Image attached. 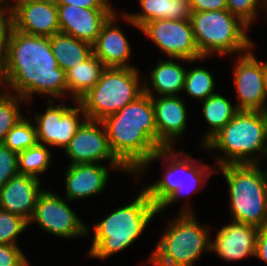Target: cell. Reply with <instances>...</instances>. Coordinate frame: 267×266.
Returning <instances> with one entry per match:
<instances>
[{"instance_id":"1","label":"cell","mask_w":267,"mask_h":266,"mask_svg":"<svg viewBox=\"0 0 267 266\" xmlns=\"http://www.w3.org/2000/svg\"><path fill=\"white\" fill-rule=\"evenodd\" d=\"M0 79L3 90L14 92L28 104L34 94L49 96V100H65L67 96L66 72L52 53L50 37L26 34L13 26L0 65Z\"/></svg>"},{"instance_id":"2","label":"cell","mask_w":267,"mask_h":266,"mask_svg":"<svg viewBox=\"0 0 267 266\" xmlns=\"http://www.w3.org/2000/svg\"><path fill=\"white\" fill-rule=\"evenodd\" d=\"M102 122L112 152L132 175L161 149L150 95L143 93Z\"/></svg>"},{"instance_id":"3","label":"cell","mask_w":267,"mask_h":266,"mask_svg":"<svg viewBox=\"0 0 267 266\" xmlns=\"http://www.w3.org/2000/svg\"><path fill=\"white\" fill-rule=\"evenodd\" d=\"M178 151L173 148H161L133 175L138 180L137 176H141L153 161H170L167 166L163 165L165 171L158 180L142 188L157 208V214L163 215L165 208L179 201L181 197L199 192L211 174L218 172L206 163L200 164L201 160L192 159L193 157L183 149Z\"/></svg>"},{"instance_id":"4","label":"cell","mask_w":267,"mask_h":266,"mask_svg":"<svg viewBox=\"0 0 267 266\" xmlns=\"http://www.w3.org/2000/svg\"><path fill=\"white\" fill-rule=\"evenodd\" d=\"M133 201L121 206L93 225L88 257L104 260L126 250L139 238L157 214L147 193L140 189Z\"/></svg>"},{"instance_id":"5","label":"cell","mask_w":267,"mask_h":266,"mask_svg":"<svg viewBox=\"0 0 267 266\" xmlns=\"http://www.w3.org/2000/svg\"><path fill=\"white\" fill-rule=\"evenodd\" d=\"M189 204H181L179 214L169 221L143 265L194 266L202 253H211L210 227L198 221Z\"/></svg>"},{"instance_id":"6","label":"cell","mask_w":267,"mask_h":266,"mask_svg":"<svg viewBox=\"0 0 267 266\" xmlns=\"http://www.w3.org/2000/svg\"><path fill=\"white\" fill-rule=\"evenodd\" d=\"M202 148L224 153L216 159L218 167L259 164L267 151V112L239 110Z\"/></svg>"},{"instance_id":"7","label":"cell","mask_w":267,"mask_h":266,"mask_svg":"<svg viewBox=\"0 0 267 266\" xmlns=\"http://www.w3.org/2000/svg\"><path fill=\"white\" fill-rule=\"evenodd\" d=\"M259 164L218 167L228 183L231 221L267 227V178Z\"/></svg>"},{"instance_id":"8","label":"cell","mask_w":267,"mask_h":266,"mask_svg":"<svg viewBox=\"0 0 267 266\" xmlns=\"http://www.w3.org/2000/svg\"><path fill=\"white\" fill-rule=\"evenodd\" d=\"M190 23L202 57L238 56L255 46L247 34L250 28L227 9L193 12Z\"/></svg>"},{"instance_id":"9","label":"cell","mask_w":267,"mask_h":266,"mask_svg":"<svg viewBox=\"0 0 267 266\" xmlns=\"http://www.w3.org/2000/svg\"><path fill=\"white\" fill-rule=\"evenodd\" d=\"M139 73L136 67H106L96 85L78 100L86 118L102 121L141 96L144 77Z\"/></svg>"},{"instance_id":"10","label":"cell","mask_w":267,"mask_h":266,"mask_svg":"<svg viewBox=\"0 0 267 266\" xmlns=\"http://www.w3.org/2000/svg\"><path fill=\"white\" fill-rule=\"evenodd\" d=\"M58 193L44 189L39 195L28 225L34 222L45 233L64 239L88 237L89 227Z\"/></svg>"},{"instance_id":"11","label":"cell","mask_w":267,"mask_h":266,"mask_svg":"<svg viewBox=\"0 0 267 266\" xmlns=\"http://www.w3.org/2000/svg\"><path fill=\"white\" fill-rule=\"evenodd\" d=\"M60 101L61 104L54 105L53 99H48L49 105L44 114L35 112L33 119L39 144L65 149L87 118L78 101L74 107L67 106L63 100Z\"/></svg>"},{"instance_id":"12","label":"cell","mask_w":267,"mask_h":266,"mask_svg":"<svg viewBox=\"0 0 267 266\" xmlns=\"http://www.w3.org/2000/svg\"><path fill=\"white\" fill-rule=\"evenodd\" d=\"M69 165L80 163H100L108 161L114 170L132 173L117 159L112 152L107 132L102 121L86 119L64 149Z\"/></svg>"},{"instance_id":"13","label":"cell","mask_w":267,"mask_h":266,"mask_svg":"<svg viewBox=\"0 0 267 266\" xmlns=\"http://www.w3.org/2000/svg\"><path fill=\"white\" fill-rule=\"evenodd\" d=\"M140 31L168 58L189 61L202 58L188 20L157 19L145 23Z\"/></svg>"},{"instance_id":"14","label":"cell","mask_w":267,"mask_h":266,"mask_svg":"<svg viewBox=\"0 0 267 266\" xmlns=\"http://www.w3.org/2000/svg\"><path fill=\"white\" fill-rule=\"evenodd\" d=\"M238 110L267 112L264 85V62L253 54V47L238 55L232 70Z\"/></svg>"},{"instance_id":"15","label":"cell","mask_w":267,"mask_h":266,"mask_svg":"<svg viewBox=\"0 0 267 266\" xmlns=\"http://www.w3.org/2000/svg\"><path fill=\"white\" fill-rule=\"evenodd\" d=\"M12 26L23 33L50 37L60 32L55 0L26 4L10 3Z\"/></svg>"},{"instance_id":"16","label":"cell","mask_w":267,"mask_h":266,"mask_svg":"<svg viewBox=\"0 0 267 266\" xmlns=\"http://www.w3.org/2000/svg\"><path fill=\"white\" fill-rule=\"evenodd\" d=\"M260 228L231 221L221 226L214 239H211V252L225 261H239L255 256L257 235Z\"/></svg>"},{"instance_id":"17","label":"cell","mask_w":267,"mask_h":266,"mask_svg":"<svg viewBox=\"0 0 267 266\" xmlns=\"http://www.w3.org/2000/svg\"><path fill=\"white\" fill-rule=\"evenodd\" d=\"M179 96H151L155 110L158 145L161 148H174L177 139L186 131L188 110L184 99Z\"/></svg>"},{"instance_id":"18","label":"cell","mask_w":267,"mask_h":266,"mask_svg":"<svg viewBox=\"0 0 267 266\" xmlns=\"http://www.w3.org/2000/svg\"><path fill=\"white\" fill-rule=\"evenodd\" d=\"M60 32L94 44L103 24L114 9H87L75 5L57 4Z\"/></svg>"},{"instance_id":"19","label":"cell","mask_w":267,"mask_h":266,"mask_svg":"<svg viewBox=\"0 0 267 266\" xmlns=\"http://www.w3.org/2000/svg\"><path fill=\"white\" fill-rule=\"evenodd\" d=\"M43 190L41 179L17 174L0 188V209L29 221Z\"/></svg>"},{"instance_id":"20","label":"cell","mask_w":267,"mask_h":266,"mask_svg":"<svg viewBox=\"0 0 267 266\" xmlns=\"http://www.w3.org/2000/svg\"><path fill=\"white\" fill-rule=\"evenodd\" d=\"M67 167L64 187L68 202L99 195L110 178V170L99 163H80Z\"/></svg>"},{"instance_id":"21","label":"cell","mask_w":267,"mask_h":266,"mask_svg":"<svg viewBox=\"0 0 267 266\" xmlns=\"http://www.w3.org/2000/svg\"><path fill=\"white\" fill-rule=\"evenodd\" d=\"M117 14L119 12L115 11L103 24L101 32L93 44V54L106 67L132 68L135 66L128 63L132 48L123 30L118 24L116 25L119 20Z\"/></svg>"},{"instance_id":"22","label":"cell","mask_w":267,"mask_h":266,"mask_svg":"<svg viewBox=\"0 0 267 266\" xmlns=\"http://www.w3.org/2000/svg\"><path fill=\"white\" fill-rule=\"evenodd\" d=\"M204 59L206 60V57L192 61L179 58L158 60L152 71H149L150 74L148 78L150 80H146V77L143 80L144 93L150 96H154L155 91L156 95L158 94L157 96L180 94L183 92L187 69L179 64V61L187 62V64H189L191 62L195 63L197 61H203ZM174 60H178V62H175Z\"/></svg>"},{"instance_id":"23","label":"cell","mask_w":267,"mask_h":266,"mask_svg":"<svg viewBox=\"0 0 267 266\" xmlns=\"http://www.w3.org/2000/svg\"><path fill=\"white\" fill-rule=\"evenodd\" d=\"M138 2L141 12H123L120 17L139 31L145 23L157 19L190 21L193 13L190 0H138Z\"/></svg>"},{"instance_id":"24","label":"cell","mask_w":267,"mask_h":266,"mask_svg":"<svg viewBox=\"0 0 267 266\" xmlns=\"http://www.w3.org/2000/svg\"><path fill=\"white\" fill-rule=\"evenodd\" d=\"M106 66L92 54L84 62L66 71L67 94L76 103L100 80Z\"/></svg>"},{"instance_id":"25","label":"cell","mask_w":267,"mask_h":266,"mask_svg":"<svg viewBox=\"0 0 267 266\" xmlns=\"http://www.w3.org/2000/svg\"><path fill=\"white\" fill-rule=\"evenodd\" d=\"M50 46L58 66L65 72L93 54L92 44L62 32L50 36Z\"/></svg>"},{"instance_id":"26","label":"cell","mask_w":267,"mask_h":266,"mask_svg":"<svg viewBox=\"0 0 267 266\" xmlns=\"http://www.w3.org/2000/svg\"><path fill=\"white\" fill-rule=\"evenodd\" d=\"M202 102L203 117L210 127L204 134L201 147L204 146L213 136H215L239 111L236 104H232L229 99L219 92L211 95Z\"/></svg>"},{"instance_id":"27","label":"cell","mask_w":267,"mask_h":266,"mask_svg":"<svg viewBox=\"0 0 267 266\" xmlns=\"http://www.w3.org/2000/svg\"><path fill=\"white\" fill-rule=\"evenodd\" d=\"M50 147L37 143L23 152L18 153L19 174L30 175L40 179V174L51 165L52 152Z\"/></svg>"},{"instance_id":"28","label":"cell","mask_w":267,"mask_h":266,"mask_svg":"<svg viewBox=\"0 0 267 266\" xmlns=\"http://www.w3.org/2000/svg\"><path fill=\"white\" fill-rule=\"evenodd\" d=\"M215 86L214 76L206 68L198 66L187 69L183 91L191 98L204 101L217 93Z\"/></svg>"},{"instance_id":"29","label":"cell","mask_w":267,"mask_h":266,"mask_svg":"<svg viewBox=\"0 0 267 266\" xmlns=\"http://www.w3.org/2000/svg\"><path fill=\"white\" fill-rule=\"evenodd\" d=\"M27 102L19 95L0 91V143H3L7 133L23 118L20 107ZM21 104V105H20Z\"/></svg>"},{"instance_id":"30","label":"cell","mask_w":267,"mask_h":266,"mask_svg":"<svg viewBox=\"0 0 267 266\" xmlns=\"http://www.w3.org/2000/svg\"><path fill=\"white\" fill-rule=\"evenodd\" d=\"M38 143L35 124L26 115L7 133L3 144L16 153Z\"/></svg>"},{"instance_id":"31","label":"cell","mask_w":267,"mask_h":266,"mask_svg":"<svg viewBox=\"0 0 267 266\" xmlns=\"http://www.w3.org/2000/svg\"><path fill=\"white\" fill-rule=\"evenodd\" d=\"M28 227V221L21 216L0 209V244L18 246V236Z\"/></svg>"},{"instance_id":"32","label":"cell","mask_w":267,"mask_h":266,"mask_svg":"<svg viewBox=\"0 0 267 266\" xmlns=\"http://www.w3.org/2000/svg\"><path fill=\"white\" fill-rule=\"evenodd\" d=\"M227 10L249 28L258 18L259 8L267 14V0H226Z\"/></svg>"},{"instance_id":"33","label":"cell","mask_w":267,"mask_h":266,"mask_svg":"<svg viewBox=\"0 0 267 266\" xmlns=\"http://www.w3.org/2000/svg\"><path fill=\"white\" fill-rule=\"evenodd\" d=\"M18 172V153L0 143V188Z\"/></svg>"},{"instance_id":"34","label":"cell","mask_w":267,"mask_h":266,"mask_svg":"<svg viewBox=\"0 0 267 266\" xmlns=\"http://www.w3.org/2000/svg\"><path fill=\"white\" fill-rule=\"evenodd\" d=\"M29 263L20 246L0 244V266H29Z\"/></svg>"},{"instance_id":"35","label":"cell","mask_w":267,"mask_h":266,"mask_svg":"<svg viewBox=\"0 0 267 266\" xmlns=\"http://www.w3.org/2000/svg\"><path fill=\"white\" fill-rule=\"evenodd\" d=\"M12 26V11L10 8H0V65L2 63L7 37Z\"/></svg>"},{"instance_id":"36","label":"cell","mask_w":267,"mask_h":266,"mask_svg":"<svg viewBox=\"0 0 267 266\" xmlns=\"http://www.w3.org/2000/svg\"><path fill=\"white\" fill-rule=\"evenodd\" d=\"M55 3L75 5L87 9H113L109 0H55Z\"/></svg>"},{"instance_id":"37","label":"cell","mask_w":267,"mask_h":266,"mask_svg":"<svg viewBox=\"0 0 267 266\" xmlns=\"http://www.w3.org/2000/svg\"><path fill=\"white\" fill-rule=\"evenodd\" d=\"M193 12L219 11L227 9L226 0H190Z\"/></svg>"},{"instance_id":"38","label":"cell","mask_w":267,"mask_h":266,"mask_svg":"<svg viewBox=\"0 0 267 266\" xmlns=\"http://www.w3.org/2000/svg\"><path fill=\"white\" fill-rule=\"evenodd\" d=\"M256 257L267 264V227L260 229L257 235L254 258Z\"/></svg>"},{"instance_id":"39","label":"cell","mask_w":267,"mask_h":266,"mask_svg":"<svg viewBox=\"0 0 267 266\" xmlns=\"http://www.w3.org/2000/svg\"><path fill=\"white\" fill-rule=\"evenodd\" d=\"M12 2V0H9ZM13 4H26V3H32V2H43V1H50V0H13Z\"/></svg>"},{"instance_id":"40","label":"cell","mask_w":267,"mask_h":266,"mask_svg":"<svg viewBox=\"0 0 267 266\" xmlns=\"http://www.w3.org/2000/svg\"><path fill=\"white\" fill-rule=\"evenodd\" d=\"M264 85H265V94L267 99V62H264Z\"/></svg>"},{"instance_id":"41","label":"cell","mask_w":267,"mask_h":266,"mask_svg":"<svg viewBox=\"0 0 267 266\" xmlns=\"http://www.w3.org/2000/svg\"><path fill=\"white\" fill-rule=\"evenodd\" d=\"M0 8H10L9 0L8 1L7 0H0Z\"/></svg>"},{"instance_id":"42","label":"cell","mask_w":267,"mask_h":266,"mask_svg":"<svg viewBox=\"0 0 267 266\" xmlns=\"http://www.w3.org/2000/svg\"><path fill=\"white\" fill-rule=\"evenodd\" d=\"M265 158H267V151L265 152ZM264 172H265V175H266V178H267V166H266V169H264Z\"/></svg>"},{"instance_id":"43","label":"cell","mask_w":267,"mask_h":266,"mask_svg":"<svg viewBox=\"0 0 267 266\" xmlns=\"http://www.w3.org/2000/svg\"><path fill=\"white\" fill-rule=\"evenodd\" d=\"M0 89H3V88H2V84H1V79H0ZM0 91H1V90H0Z\"/></svg>"}]
</instances>
